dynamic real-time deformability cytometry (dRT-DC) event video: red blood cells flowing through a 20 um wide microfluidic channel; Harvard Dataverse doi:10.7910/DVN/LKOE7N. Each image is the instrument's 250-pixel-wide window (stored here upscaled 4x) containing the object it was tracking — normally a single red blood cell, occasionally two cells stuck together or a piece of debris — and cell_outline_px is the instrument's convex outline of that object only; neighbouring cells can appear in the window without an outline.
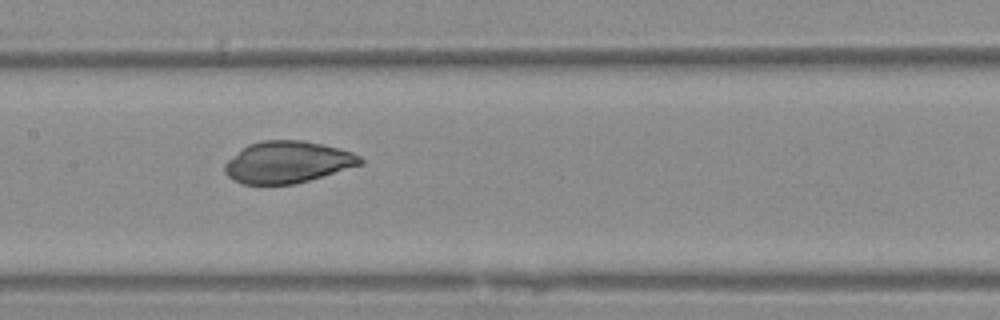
{"species": "Egyptian fruit bat (a non-hibernating species)", "species_latin": "Rousettus aegyptiacus", "temperature_condition": "warm", "stored_images_in_passage": 7, "camera_frame_rate_fps": 3000, "um_per_image_px": 0.085, "animal": {"sex": "female"}, "frame": {"image": 1, "passage_image": 6, "time_ms": 7.0, "image_size_px": [1000, 320], "cell_outline_px": [[364, 164], [308, 180], [292, 184], [244, 184], [228, 176], [224, 172], [224, 164], [228, 160], [248, 144], [260, 140], [304, 140], [352, 152], [360, 156], [364, 160]], "centroid_in_image_um": [24.44, 13.77], "position_along_channel_um": 183.0, "area_um2": 32.71}}
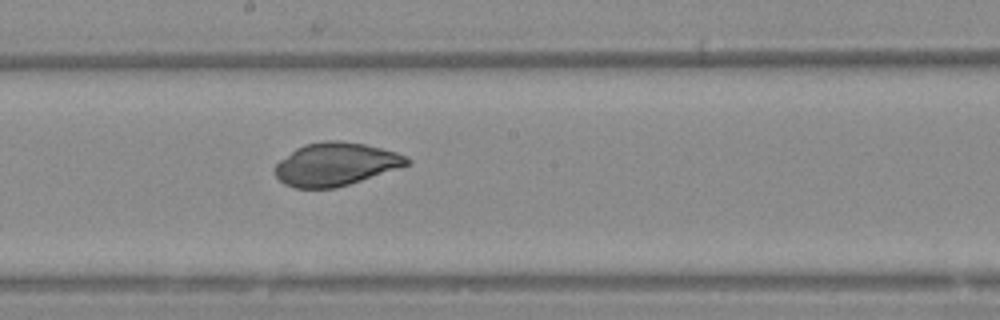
{"frame": {"image": 2, "passage_image": 7, "time_ms": 8.0, "image_size_px": [1000, 320], "cell_outline_px": [[412, 164], [336, 188], [296, 188], [284, 184], [276, 176], [272, 168], [280, 160], [296, 148], [304, 144], [328, 140], [340, 140], [364, 144], [396, 152], [408, 156], [412, 160]], "centroid_in_image_um": [28.54, 13.95], "position_along_channel_um": 219.7, "area_um2": 33.23}}